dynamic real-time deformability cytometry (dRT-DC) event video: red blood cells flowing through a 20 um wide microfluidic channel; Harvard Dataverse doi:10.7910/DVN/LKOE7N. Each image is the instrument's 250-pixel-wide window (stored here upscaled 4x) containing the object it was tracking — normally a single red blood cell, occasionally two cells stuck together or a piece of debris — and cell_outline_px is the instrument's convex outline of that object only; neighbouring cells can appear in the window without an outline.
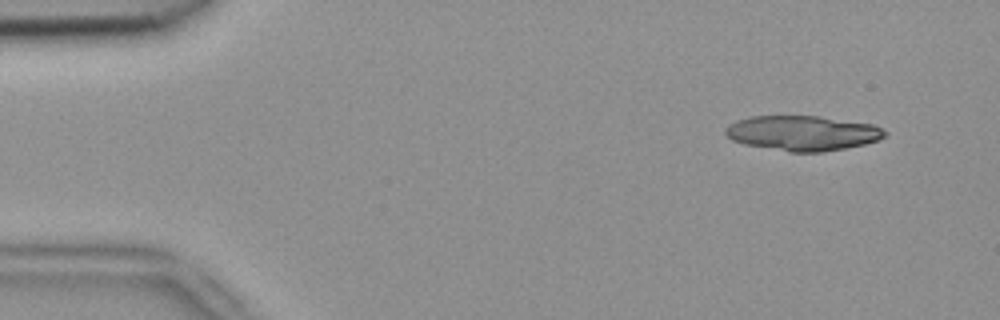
{"species": "common noctule bat (a hibernating species)", "species_latin": "Nyctalus noctula", "temperature_condition": "room temperature", "stored_images_in_passage": 5, "segment_of_instrument_passage": [2, 2], "camera_frame_rate_fps": 3000, "um_per_image_px": 0.085, "animal": {"sex": "female", "body_mass_g": 18.4}, "frame": {"image": 1, "passage_image": 5, "time_ms": 1.333, "image_size_px": [1000, 320], "cell_outline_px": [[888, 132], [880, 140], [864, 144], [844, 148], [820, 152], [788, 152], [744, 144], [732, 140], [724, 132], [724, 128], [728, 124], [736, 120], [752, 116], [820, 116], [872, 124]], "centroid_in_image_um": [68.19, 11.31], "position_along_channel_um": 16.8, "area_um2": 32.54}}